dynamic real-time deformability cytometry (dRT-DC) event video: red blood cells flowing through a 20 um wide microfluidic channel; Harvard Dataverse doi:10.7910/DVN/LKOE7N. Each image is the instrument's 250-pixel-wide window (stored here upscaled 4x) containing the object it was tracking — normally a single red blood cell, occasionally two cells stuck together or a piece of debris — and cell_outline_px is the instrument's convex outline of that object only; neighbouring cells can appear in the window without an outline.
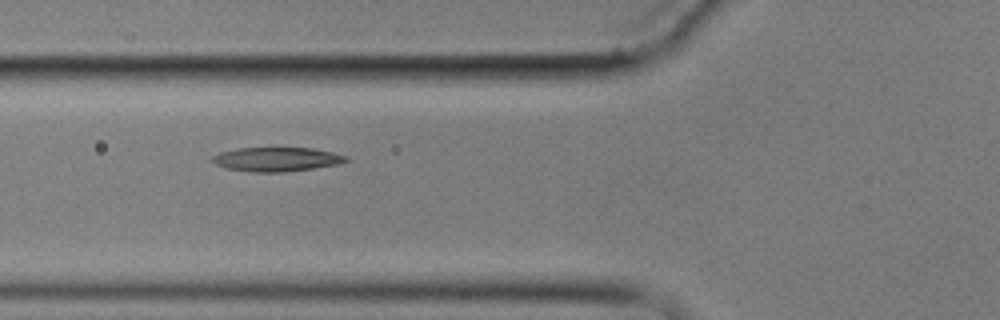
{"species": "common noctule bat (a hibernating species)", "species_latin": "Nyctalus noctula", "temperature_condition": "cold", "stored_images_in_passage": 14, "segment_of_instrument_passage": [1, 2], "camera_frame_rate_fps": 3000, "um_per_image_px": 0.085, "animal": {"sex": "male", "body_mass_g": 17.9}, "frame": {"image": 1, "passage_image": 4, "time_ms": 6.667, "image_size_px": [1000, 320], "cell_outline_px": [[352, 160], [336, 164], [312, 168], [284, 172], [252, 172], [228, 168], [216, 164], [208, 160], [212, 156], [220, 152], [236, 148], [312, 148], [332, 152], [348, 156]], "centroid_in_image_um": [23.5, 13.53], "position_along_channel_um": 102.3, "area_um2": 18.79}}
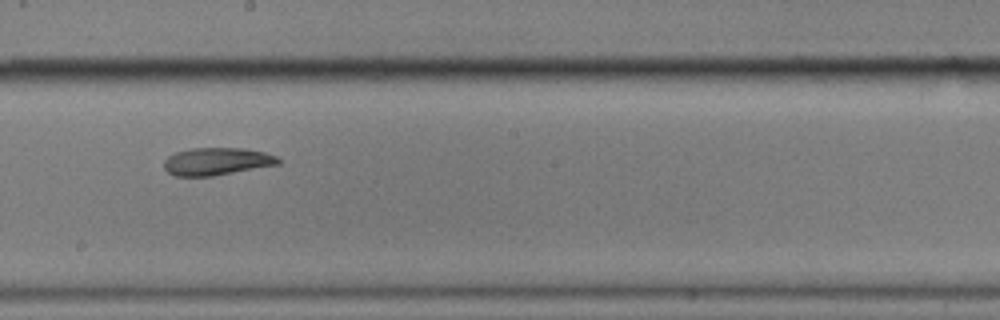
{"frame": {"image": 2, "passage_image": 7, "time_ms": 10.333, "image_size_px": [1000, 320], "cell_outline_px": [[280, 164], [212, 176], [176, 176], [168, 172], [164, 168], [164, 160], [168, 156], [176, 152], [192, 148], [244, 148], [264, 152], [276, 156], [280, 160]], "centroid_in_image_um": [18.42, 13.72], "position_along_channel_um": 229.8, "area_um2": 18.26}}
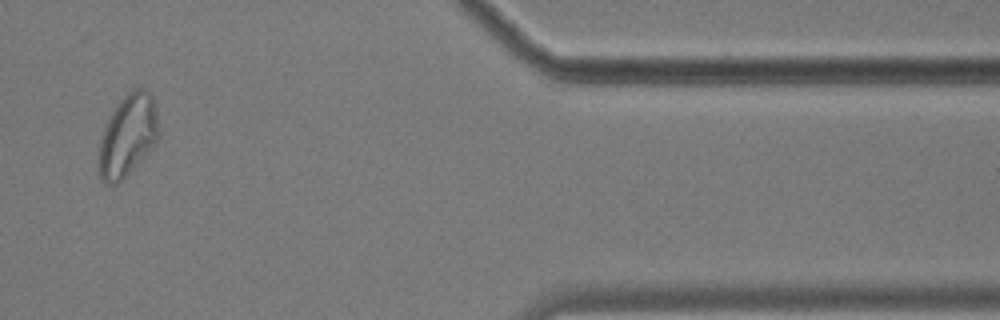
{"frame": {"image": 3, "passage_image": 12, "time_ms": 16.333, "image_size_px": [1000, 320], "cell_outline_px": [[156, 144], [112, 188], [104, 184], [100, 180], [100, 140], [104, 128], [112, 112], [120, 100], [132, 88], [144, 88], [152, 96], [156, 108]], "centroid_in_image_um": [10.84, 11.52], "position_along_channel_um": 400.6, "area_um2": 27.8}}